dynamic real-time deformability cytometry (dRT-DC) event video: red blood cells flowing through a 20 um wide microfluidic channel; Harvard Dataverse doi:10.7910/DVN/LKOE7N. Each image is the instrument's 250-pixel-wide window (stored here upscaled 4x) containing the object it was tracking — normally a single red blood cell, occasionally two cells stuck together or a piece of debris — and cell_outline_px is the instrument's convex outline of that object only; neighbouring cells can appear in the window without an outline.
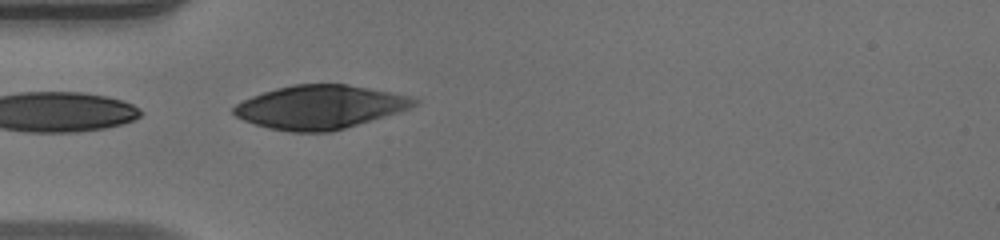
{"species": "human", "species_latin": "Homo sapiens", "temperature_condition": "warm", "stored_images_in_passage": 23, "camera_frame_rate_fps": 3000, "um_per_image_px": 0.085, "donor": {"sex": "male"}, "frame": {"image": 1, "passage_image": 1, "time_ms": 0.0, "image_size_px": [1000, 240], "cell_outline_px": [[420, 104], [384, 116], [344, 128], [328, 132], [292, 132], [268, 128], [244, 120], [236, 116], [232, 112], [232, 108], [236, 104], [252, 96], [276, 88], [296, 84], [348, 84], [412, 96], [420, 100]], "centroid_in_image_um": [27.2, 9.09], "position_along_channel_um": 57.8, "area_um2": 45.55}}
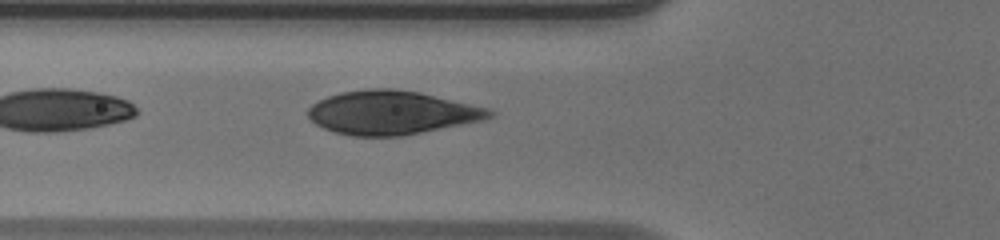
{"frame": {"image": 2, "passage_image": 4, "time_ms": 1.0, "image_size_px": [1000, 240], "cell_outline_px": [[496, 112], [492, 116], [484, 120], [404, 136], [352, 136], [332, 132], [316, 124], [308, 116], [308, 108], [312, 104], [328, 96], [340, 92], [368, 88], [392, 88], [420, 92], [488, 108]], "centroid_in_image_um": [33.29, 9.57], "position_along_channel_um": 92.5, "area_um2": 46.36}}